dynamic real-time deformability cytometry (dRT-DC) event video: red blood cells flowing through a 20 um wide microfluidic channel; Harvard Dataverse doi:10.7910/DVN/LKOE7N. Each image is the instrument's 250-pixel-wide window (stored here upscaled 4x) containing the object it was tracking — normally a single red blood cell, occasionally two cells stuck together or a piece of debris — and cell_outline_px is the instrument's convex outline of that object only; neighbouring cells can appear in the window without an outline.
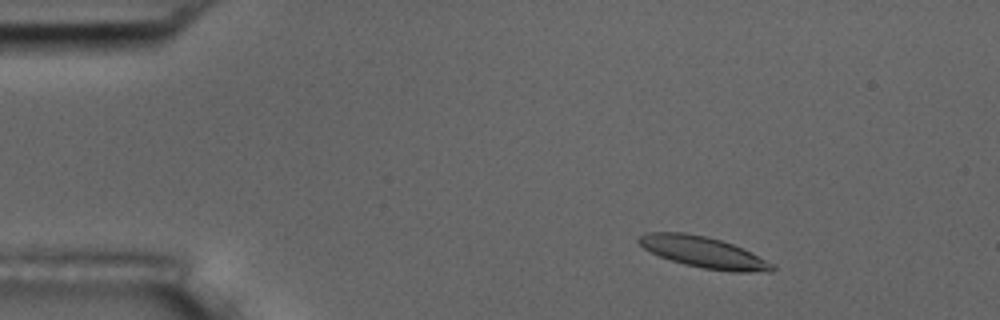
{"species": "common noctule bat (a hibernating species)", "species_latin": "Nyctalus noctula", "temperature_condition": "room temperature", "stored_images_in_passage": 3, "camera_frame_rate_fps": 3000, "um_per_image_px": 0.085, "animal": {"sex": "male", "body_mass_g": 17.5, "forearm_length_mm": 52.3}, "frame": {"image": 1, "passage_image": 1, "time_ms": 0.0, "image_size_px": [1000, 320], "cell_outline_px": [[776, 268], [772, 272], [732, 272], [704, 268], [684, 264], [660, 256], [644, 248], [636, 240], [640, 236], [648, 232], [684, 232], [708, 236], [732, 244], [772, 264]], "centroid_in_image_um": [59.77, 21.44], "position_along_channel_um": 25.2, "area_um2": 23.76}}